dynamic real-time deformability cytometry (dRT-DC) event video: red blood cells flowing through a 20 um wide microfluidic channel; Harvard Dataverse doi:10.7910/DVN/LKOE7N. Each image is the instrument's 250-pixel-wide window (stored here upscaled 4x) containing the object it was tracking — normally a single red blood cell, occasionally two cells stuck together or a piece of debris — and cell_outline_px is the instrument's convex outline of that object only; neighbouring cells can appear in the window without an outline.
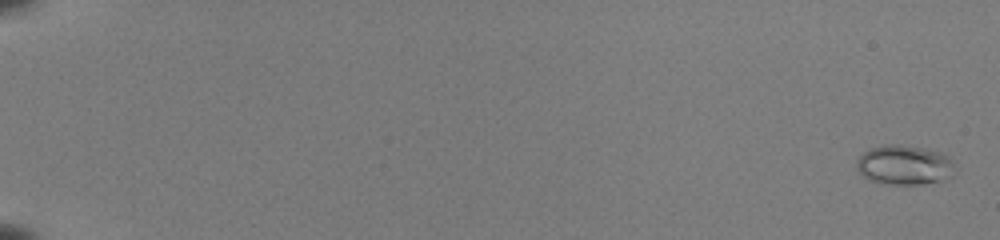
{"species": "common noctule bat (a hibernating species)", "species_latin": "Nyctalus noctula", "temperature_condition": "room temperature", "stored_images_in_passage": 55, "camera_frame_rate_fps": 3000, "um_per_image_px": 0.085, "animal": {"sex": "female", "body_mass_g": 22.0, "forearm_length_mm": 56.7}, "frame": {"image": 1, "passage_image": 2, "time_ms": 0.333, "image_size_px": [1000, 240], "cell_outline_px": [[956, 172], [940, 180], [924, 184], [880, 184], [868, 180], [856, 168], [856, 160], [864, 152], [872, 148], [884, 144], [900, 144], [924, 148], [940, 152], [948, 156]], "centroid_in_image_um": [76.83, 14.02], "position_along_channel_um": 8.2, "area_um2": 22.72}}
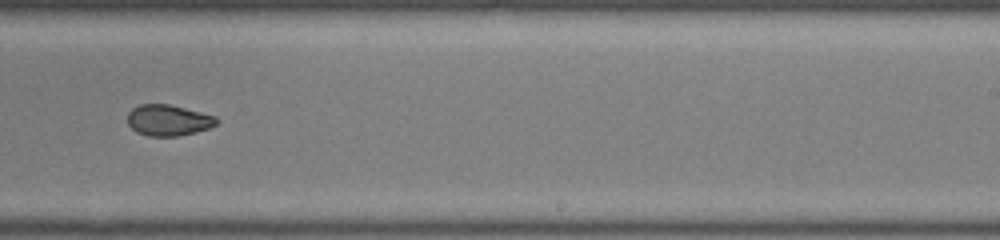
{"frame": {"image": 2, "passage_image": 38, "time_ms": 12.333, "image_size_px": [1000, 240], "cell_outline_px": [[220, 120], [216, 124], [208, 128], [196, 132], [176, 136], [148, 136], [136, 132], [128, 124], [128, 112], [132, 108], [140, 104], [168, 104], [216, 116]], "centroid_in_image_um": [14.3, 10.22], "position_along_channel_um": 274.7, "area_um2": 16.07}}
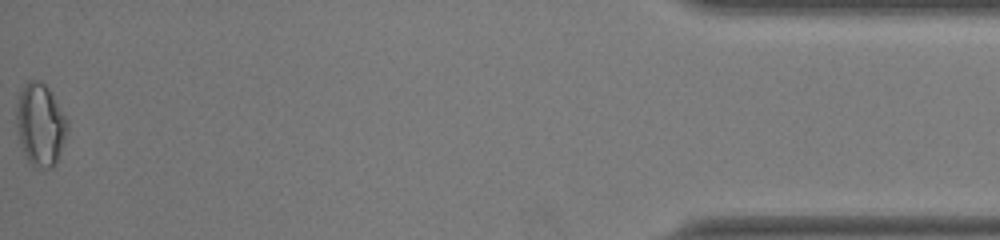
{"frame": {"image": 3, "passage_image": 55, "time_ms": 18.0, "image_size_px": [1000, 240], "cell_outline_px": [[68, 128], [56, 164], [52, 168], [44, 168], [28, 164], [20, 144], [16, 124], [16, 104], [20, 88], [28, 80], [36, 80], [44, 84], [48, 88], [68, 120]], "centroid_in_image_um": [3.4, 10.6], "position_along_channel_um": 431.8, "area_um2": 24.62}, "authors_computed_cell_mechanics": {"area_um2": 17.629, "velocity_mm_per_s": 4.0225, "shape_relaxation_time_tau1_ms": null, "shape_relaxation_time_tau2_ms": 1.8511, "deformation_change_tau1": null, "deformation_change_tau2": 0.0584}}